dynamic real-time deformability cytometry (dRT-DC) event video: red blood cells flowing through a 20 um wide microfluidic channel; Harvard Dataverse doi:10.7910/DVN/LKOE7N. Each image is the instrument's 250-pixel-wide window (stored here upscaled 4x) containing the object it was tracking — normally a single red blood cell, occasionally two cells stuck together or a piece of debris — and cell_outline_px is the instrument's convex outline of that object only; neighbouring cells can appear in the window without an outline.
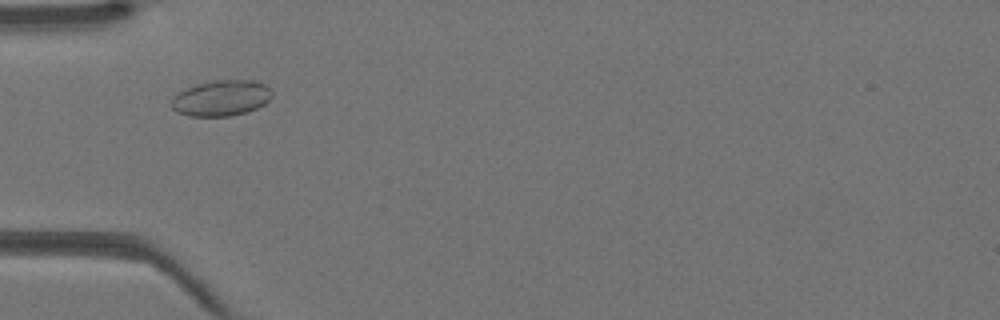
{"species": "Egyptian fruit bat (a non-hibernating species)", "species_latin": "Rousettus aegyptiacus", "temperature_condition": "warm", "stored_images_in_passage": 36, "camera_frame_rate_fps": 3000, "um_per_image_px": 0.085, "animal": {"sex": "female"}, "frame": {"image": 1, "passage_image": 7, "time_ms": 2.0, "image_size_px": [1000, 320], "cell_outline_px": [[272, 96], [264, 104], [248, 112], [232, 116], [188, 116], [176, 112], [172, 108], [172, 100], [180, 92], [196, 84], [216, 80], [256, 80], [264, 84], [272, 92]], "centroid_in_image_um": [18.83, 8.35], "position_along_channel_um": 66.2, "area_um2": 20.87}}
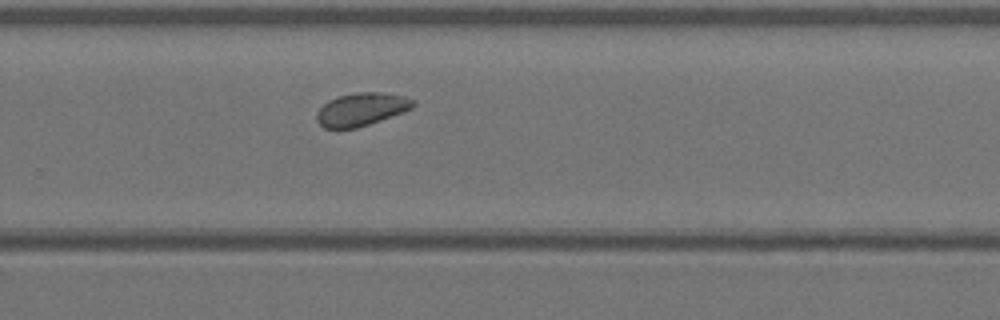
{"frame": {"image": 2, "passage_image": 22, "time_ms": 7.0, "image_size_px": [1000, 320], "cell_outline_px": [[416, 104], [412, 108], [404, 112], [356, 128], [324, 128], [316, 120], [316, 112], [328, 100], [336, 96], [356, 92], [380, 92], [404, 96], [412, 100]], "centroid_in_image_um": [30.69, 9.28], "position_along_channel_um": 299.1, "area_um2": 18.5}}
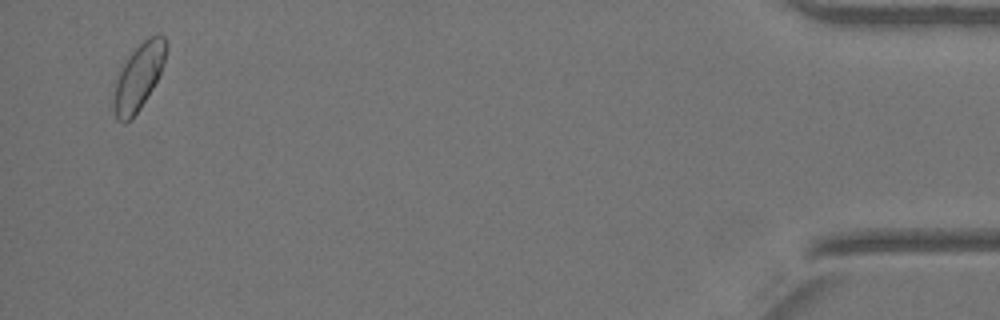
{"frame": {"image": 3, "passage_image": 35, "time_ms": 11.333, "image_size_px": [1000, 320], "cell_outline_px": [[168, 48], [160, 72], [152, 88], [140, 108], [132, 120], [124, 124], [116, 120], [112, 108], [112, 100], [116, 80], [128, 56], [148, 36], [164, 36], [168, 40]], "centroid_in_image_um": [11.76, 6.58], "position_along_channel_um": 423.4, "area_um2": 20.17}}